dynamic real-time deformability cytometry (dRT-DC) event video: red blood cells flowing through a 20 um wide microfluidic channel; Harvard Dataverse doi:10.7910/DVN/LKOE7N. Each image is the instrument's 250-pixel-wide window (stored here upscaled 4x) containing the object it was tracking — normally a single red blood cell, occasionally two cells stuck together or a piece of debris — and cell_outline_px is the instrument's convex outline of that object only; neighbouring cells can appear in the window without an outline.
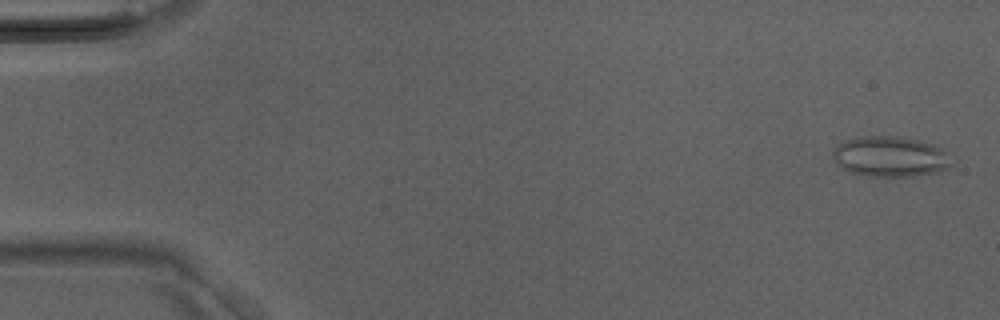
{"species": "Egyptian fruit bat (a non-hibernating species)", "species_latin": "Rousettus aegyptiacus", "temperature_condition": "room temperature", "stored_images_in_passage": 40, "camera_frame_rate_fps": 3000, "um_per_image_px": 0.085, "animal": {"sex": "male"}, "frame": {"image": 1, "passage_image": 1, "time_ms": 0.0, "image_size_px": [1000, 320], "cell_outline_px": [[956, 164], [952, 168], [936, 172], [912, 176], [868, 176], [852, 172], [836, 164], [832, 156], [832, 152], [840, 144], [848, 140], [860, 136], [896, 136], [920, 140], [932, 144], [940, 148]], "centroid_in_image_um": [75.71, 13.31], "position_along_channel_um": 9.3, "area_um2": 27.92}}
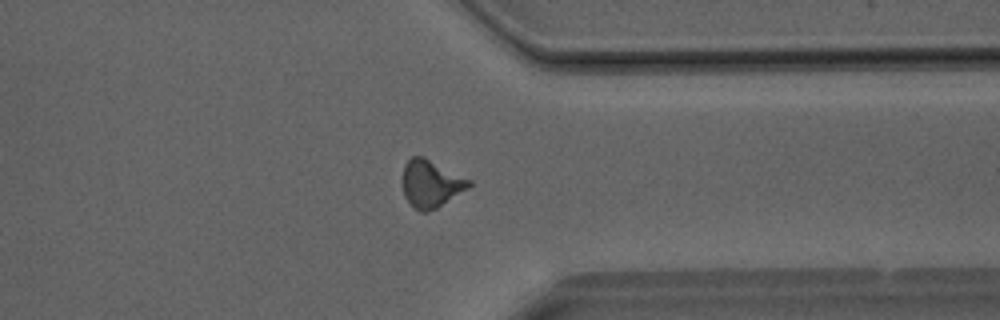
{"frame": {"image": 2, "passage_image": 31, "time_ms": 10.0, "image_size_px": [1000, 320], "cell_outline_px": [[472, 184], [468, 188], [436, 208], [428, 212], [420, 212], [404, 196], [404, 164], [412, 156], [424, 156], [472, 180]], "centroid_in_image_um": [36.66, 15.59], "position_along_channel_um": 374.7, "area_um2": 18.09}}
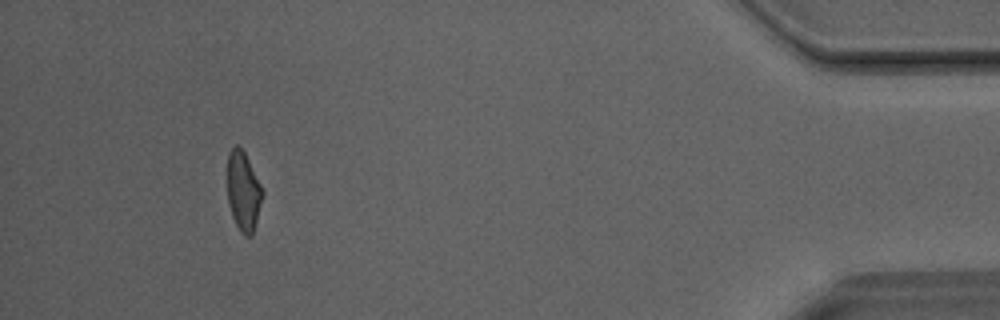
{"frame": {"image": 3, "passage_image": 37, "time_ms": 12.0, "image_size_px": [1000, 320], "cell_outline_px": [[264, 196], [252, 236], [244, 236], [240, 232], [232, 216], [228, 204], [228, 152], [236, 144], [240, 144], [264, 192]], "centroid_in_image_um": [20.69, 16.27], "position_along_channel_um": 414.5, "area_um2": 16.3}}